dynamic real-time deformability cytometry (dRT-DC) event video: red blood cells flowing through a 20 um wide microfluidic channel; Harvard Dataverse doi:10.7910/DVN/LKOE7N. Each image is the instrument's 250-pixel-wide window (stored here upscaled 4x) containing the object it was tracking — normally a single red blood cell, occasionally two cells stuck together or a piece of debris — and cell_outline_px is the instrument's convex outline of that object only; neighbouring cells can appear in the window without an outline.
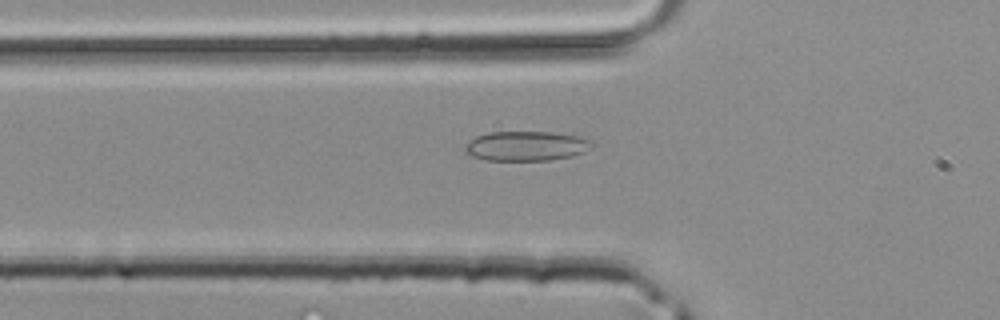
{"species": "common noctule bat (a hibernating species)", "species_latin": "Nyctalus noctula", "temperature_condition": "room temperature", "stored_images_in_passage": 34, "camera_frame_rate_fps": 3000, "um_per_image_px": 0.085, "animal": {"sex": "male", "body_mass_g": 20.4}, "frame": {"image": 1, "passage_image": 10, "time_ms": 3.0, "image_size_px": [1000, 320], "cell_outline_px": [[592, 144], [584, 152], [572, 156], [548, 160], [484, 160], [472, 156], [464, 152], [464, 144], [468, 140], [476, 136], [488, 132], [552, 132], [576, 136], [592, 140]], "centroid_in_image_um": [44.65, 12.41], "position_along_channel_um": 81.1, "area_um2": 21.96}}
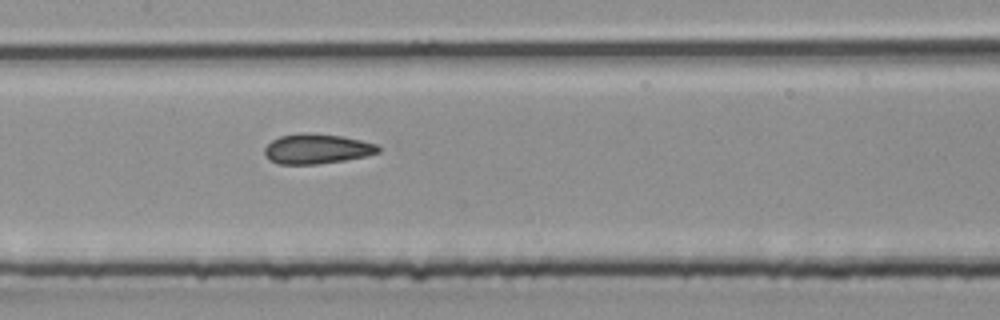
{"frame": {"image": 2, "passage_image": 16, "time_ms": 5.0, "image_size_px": [1000, 320], "cell_outline_px": [[380, 152], [368, 156], [344, 160], [316, 164], [280, 164], [268, 160], [264, 152], [264, 148], [272, 140], [280, 136], [300, 132], [312, 132], [340, 136], [360, 140], [376, 144], [380, 148]], "centroid_in_image_um": [26.91, 12.64], "position_along_channel_um": 180.5, "area_um2": 19.94}}
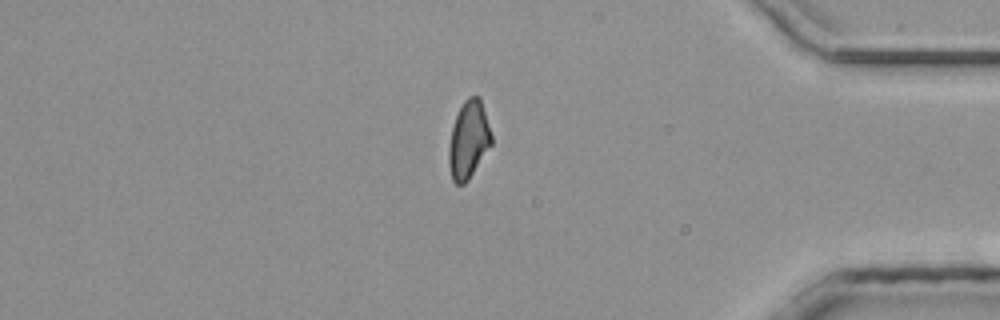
{"frame": {"image": 3, "passage_image": 31, "time_ms": 10.0, "image_size_px": [1000, 320], "cell_outline_px": [[492, 144], [468, 180], [464, 184], [456, 184], [452, 180], [448, 164], [448, 148], [452, 128], [456, 116], [464, 100], [468, 96], [480, 96], [492, 136]], "centroid_in_image_um": [39.82, 11.89], "position_along_channel_um": 395.4, "area_um2": 19.25}}